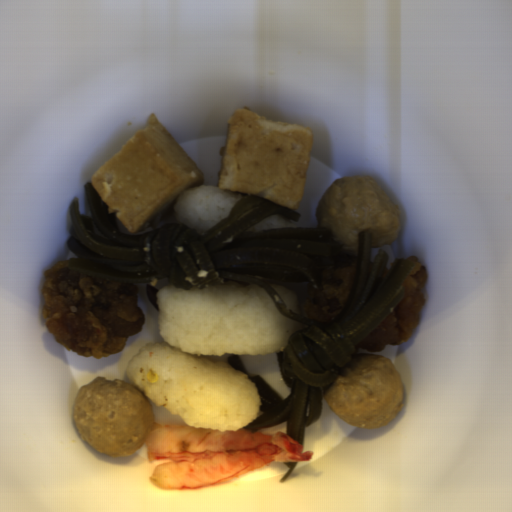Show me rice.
<instances>
[{"mask_svg": "<svg viewBox=\"0 0 512 512\" xmlns=\"http://www.w3.org/2000/svg\"><path fill=\"white\" fill-rule=\"evenodd\" d=\"M155 302L160 340L135 352L127 378L187 426L217 432L244 429L263 403L246 373L207 358L275 355L309 326L281 315L260 285L240 281L189 289L170 283Z\"/></svg>", "mask_w": 512, "mask_h": 512, "instance_id": "obj_1", "label": "rice"}, {"mask_svg": "<svg viewBox=\"0 0 512 512\" xmlns=\"http://www.w3.org/2000/svg\"><path fill=\"white\" fill-rule=\"evenodd\" d=\"M245 194L220 189L218 185H202L183 189L172 205L175 224H185L200 236L205 235L229 216Z\"/></svg>", "mask_w": 512, "mask_h": 512, "instance_id": "obj_2", "label": "rice"}, {"mask_svg": "<svg viewBox=\"0 0 512 512\" xmlns=\"http://www.w3.org/2000/svg\"><path fill=\"white\" fill-rule=\"evenodd\" d=\"M270 228H298V227L296 226V224L294 222L290 221L285 216L277 213V214H273V215L261 220L260 222H258L257 224H255L254 226H252L251 228L246 230L245 232L254 233V232H258V231H262V230H266V229H270Z\"/></svg>", "mask_w": 512, "mask_h": 512, "instance_id": "obj_3", "label": "rice"}, {"mask_svg": "<svg viewBox=\"0 0 512 512\" xmlns=\"http://www.w3.org/2000/svg\"><path fill=\"white\" fill-rule=\"evenodd\" d=\"M270 287L276 292V294L279 296V298L282 300V302L285 304V306L292 312L296 314H300V306L297 298V294L295 291H292L290 289L284 288L282 286H279L277 284H272Z\"/></svg>", "mask_w": 512, "mask_h": 512, "instance_id": "obj_4", "label": "rice"}]
</instances>
